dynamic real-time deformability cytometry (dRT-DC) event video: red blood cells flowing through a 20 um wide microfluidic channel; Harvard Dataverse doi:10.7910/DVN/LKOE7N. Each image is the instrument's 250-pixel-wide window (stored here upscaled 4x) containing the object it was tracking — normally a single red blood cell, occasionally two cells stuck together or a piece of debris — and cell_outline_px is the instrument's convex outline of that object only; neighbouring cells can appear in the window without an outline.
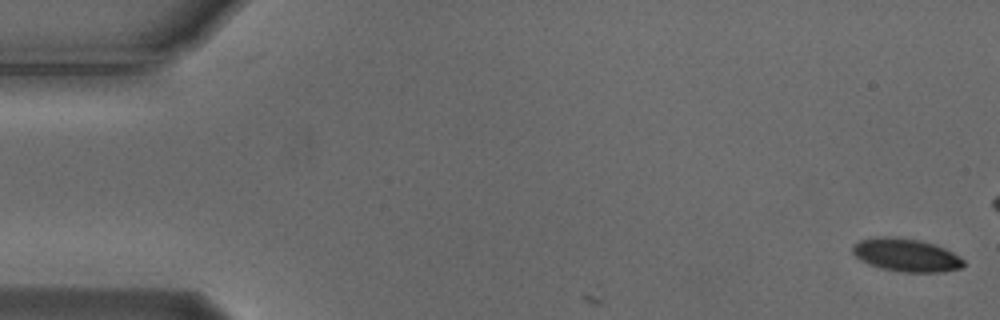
{"species": "Egyptian fruit bat (a non-hibernating species)", "species_latin": "Rousettus aegyptiacus", "temperature_condition": "cold", "stored_images_in_passage": 2, "camera_frame_rate_fps": 3000, "um_per_image_px": 0.085, "animal": {"sex": "male"}, "frame": {"image": 1, "passage_image": 2, "time_ms": 0.333, "image_size_px": [1000, 320], "cell_outline_px": [[964, 264], [960, 268], [944, 272], [904, 272], [880, 268], [868, 264], [860, 260], [852, 252], [852, 248], [860, 240], [876, 236], [892, 236], [920, 240], [944, 248], [960, 256], [964, 260]], "centroid_in_image_um": [77.02, 21.68], "position_along_channel_um": 8.0, "area_um2": 21.39}}